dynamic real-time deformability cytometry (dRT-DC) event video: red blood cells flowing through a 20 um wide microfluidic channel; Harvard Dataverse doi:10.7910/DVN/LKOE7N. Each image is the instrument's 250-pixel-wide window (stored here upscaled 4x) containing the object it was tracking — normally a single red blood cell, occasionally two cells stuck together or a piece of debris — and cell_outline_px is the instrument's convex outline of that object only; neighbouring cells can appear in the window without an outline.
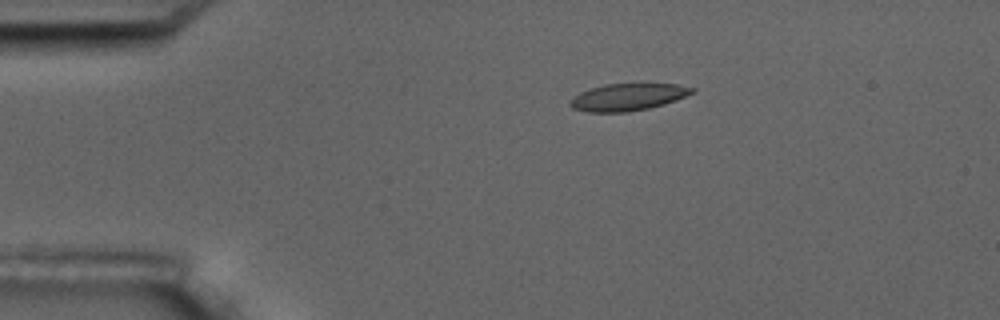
{"species": "common noctule bat (a hibernating species)", "species_latin": "Nyctalus noctula", "temperature_condition": "room temperature", "stored_images_in_passage": 5, "camera_frame_rate_fps": 3000, "um_per_image_px": 0.085, "animal": {"sex": "male", "body_mass_g": 17.5, "forearm_length_mm": 52.3}, "frame": {"image": 1, "passage_image": 4, "time_ms": 3.333, "image_size_px": [1000, 320], "cell_outline_px": [[696, 92], [676, 100], [664, 104], [648, 108], [628, 112], [588, 112], [572, 108], [568, 104], [572, 96], [580, 92], [604, 84], [676, 84], [696, 88]], "centroid_in_image_um": [53.36, 8.25], "position_along_channel_um": 31.6, "area_um2": 19.31}}